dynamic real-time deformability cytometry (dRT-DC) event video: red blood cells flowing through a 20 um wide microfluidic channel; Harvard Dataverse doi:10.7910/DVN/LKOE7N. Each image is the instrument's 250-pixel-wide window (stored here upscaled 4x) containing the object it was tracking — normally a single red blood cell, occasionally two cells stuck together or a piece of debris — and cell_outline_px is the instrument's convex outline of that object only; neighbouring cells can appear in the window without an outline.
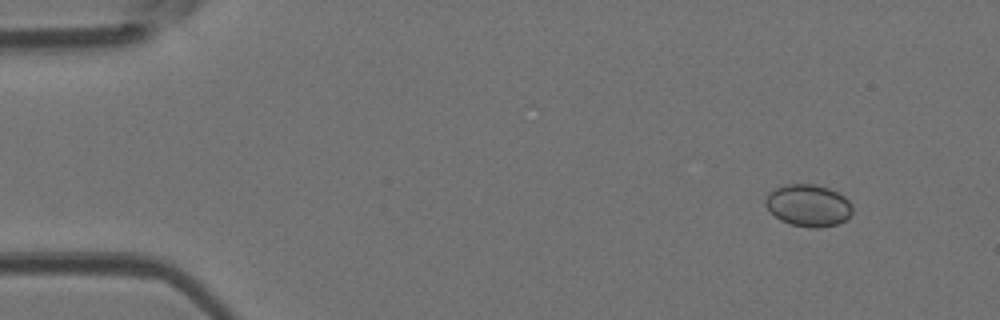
{"species": "Egyptian fruit bat (a non-hibernating species)", "species_latin": "Rousettus aegyptiacus", "temperature_condition": "room temperature", "stored_images_in_passage": 6, "camera_frame_rate_fps": 3000, "um_per_image_px": 0.085, "animal": {"sex": "female"}, "frame": {"image": 1, "passage_image": 2, "time_ms": 0.333, "image_size_px": [1000, 320], "cell_outline_px": [[852, 212], [844, 220], [836, 224], [816, 228], [812, 228], [792, 224], [780, 220], [764, 204], [764, 200], [768, 192], [772, 188], [788, 184], [816, 184], [828, 188], [844, 196], [852, 204]], "centroid_in_image_um": [68.68, 17.44], "position_along_channel_um": 16.3, "area_um2": 21.21}}